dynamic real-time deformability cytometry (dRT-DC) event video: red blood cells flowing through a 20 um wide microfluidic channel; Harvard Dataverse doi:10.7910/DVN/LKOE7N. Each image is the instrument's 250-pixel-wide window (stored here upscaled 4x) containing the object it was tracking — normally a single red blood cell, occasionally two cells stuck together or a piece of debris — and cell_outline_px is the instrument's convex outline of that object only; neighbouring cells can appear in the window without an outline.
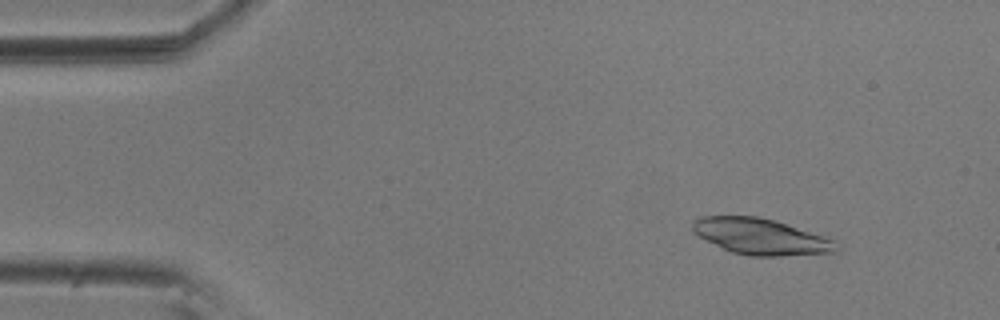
{"species": "common noctule bat (a hibernating species)", "species_latin": "Nyctalus noctula", "temperature_condition": "room temperature", "stored_images_in_passage": 55, "camera_frame_rate_fps": 3000, "um_per_image_px": 0.085, "animal": {"sex": "male", "body_mass_g": 20.5, "forearm_length_mm": 52.5}, "frame": {"image": 1, "passage_image": 6, "time_ms": 1.667, "image_size_px": [1000, 320], "cell_outline_px": [[836, 252], [780, 256], [752, 256], [732, 252], [692, 232], [692, 220], [700, 216], [756, 216], [776, 220], [836, 240]], "centroid_in_image_um": [64.66, 20.09], "position_along_channel_um": 20.3, "area_um2": 30.0}}